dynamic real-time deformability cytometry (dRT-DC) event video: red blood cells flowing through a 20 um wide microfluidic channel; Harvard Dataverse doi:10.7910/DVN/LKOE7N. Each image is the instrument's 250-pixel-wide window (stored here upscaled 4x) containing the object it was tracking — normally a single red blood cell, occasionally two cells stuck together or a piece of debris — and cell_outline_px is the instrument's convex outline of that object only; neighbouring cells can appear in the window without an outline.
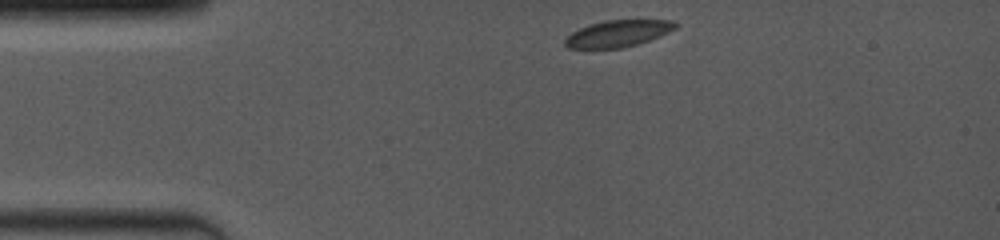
{"species": "common noctule bat (a hibernating species)", "species_latin": "Nyctalus noctula", "temperature_condition": "room temperature", "stored_images_in_passage": 4, "camera_frame_rate_fps": 4000, "um_per_image_px": 0.085, "animal": {"sex": "female", "body_mass_g": 19.0, "forearm_length_mm": 53.3}, "frame": {"image": 1, "passage_image": 1, "time_ms": 0.0, "image_size_px": [1000, 240], "cell_outline_px": [[680, 24], [676, 28], [660, 36], [624, 48], [568, 48], [564, 44], [564, 40], [572, 32], [580, 28], [604, 20], [672, 20]], "centroid_in_image_um": [52.55, 2.84], "position_along_channel_um": 32.5, "area_um2": 17.05}}